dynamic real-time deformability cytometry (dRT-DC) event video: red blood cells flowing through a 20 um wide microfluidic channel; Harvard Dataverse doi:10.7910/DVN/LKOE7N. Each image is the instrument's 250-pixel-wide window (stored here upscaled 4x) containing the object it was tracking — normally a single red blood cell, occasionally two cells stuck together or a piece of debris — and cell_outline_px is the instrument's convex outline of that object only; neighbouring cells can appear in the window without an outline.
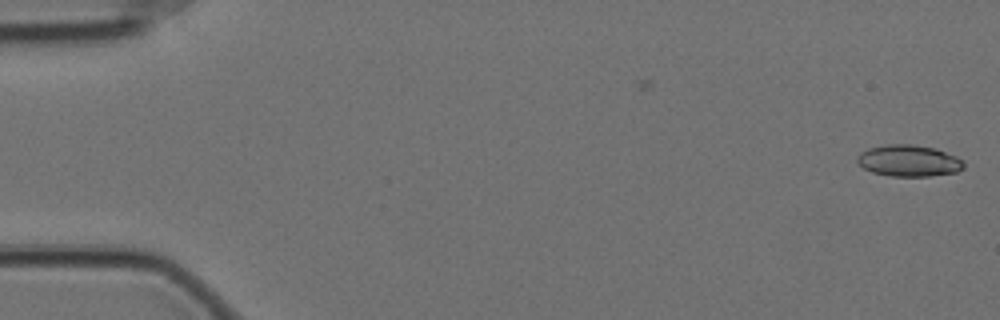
{"species": "Egyptian fruit bat (a non-hibernating species)", "species_latin": "Rousettus aegyptiacus", "temperature_condition": "cold", "stored_images_in_passage": 59, "segment_of_instrument_passage": [1, 2], "camera_frame_rate_fps": 3000, "um_per_image_px": 0.085, "animal": {"sex": "female"}, "frame": {"image": 1, "passage_image": 1, "time_ms": 0.0, "image_size_px": [1000, 320], "cell_outline_px": [[964, 168], [956, 172], [928, 176], [892, 176], [872, 172], [864, 168], [856, 160], [856, 156], [860, 152], [868, 148], [888, 144], [912, 144], [936, 148], [956, 156], [964, 160]], "centroid_in_image_um": [77.25, 13.65], "position_along_channel_um": 7.7, "area_um2": 19.65}}
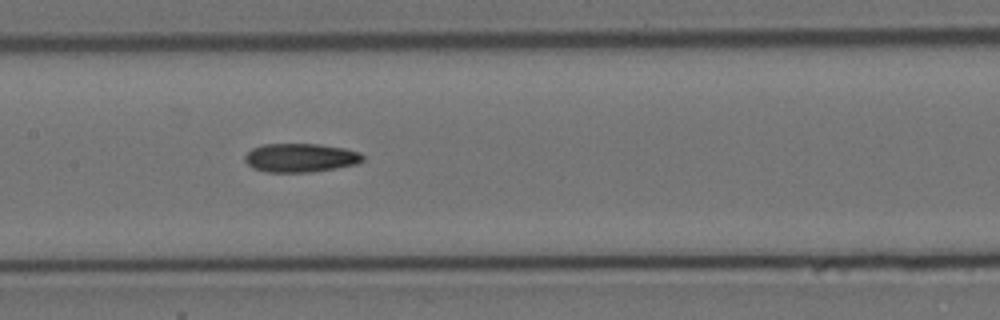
{"frame": {"image": 2, "passage_image": 28, "time_ms": 9.0, "image_size_px": [1000, 320], "cell_outline_px": [[364, 160], [356, 164], [336, 168], [312, 172], [268, 172], [252, 168], [244, 160], [244, 156], [252, 148], [264, 144], [320, 144], [344, 148], [360, 152], [364, 156]], "centroid_in_image_um": [25.55, 13.41], "position_along_channel_um": 181.9, "area_um2": 19.83}}
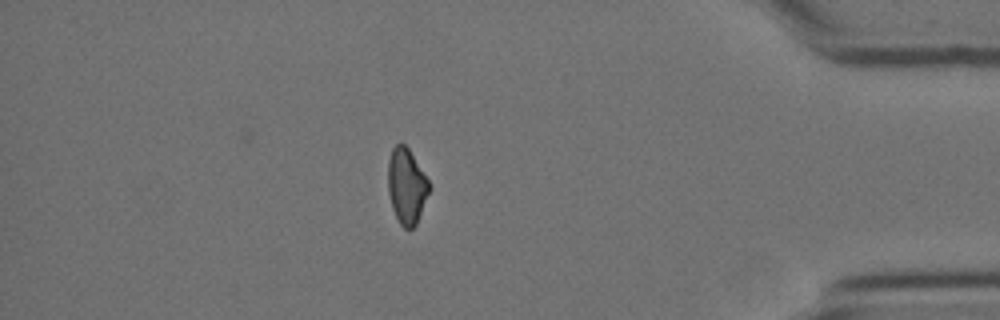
{"frame": {"image": 3, "passage_image": 50, "time_ms": 16.333, "image_size_px": [1000, 320], "cell_outline_px": [[432, 188], [416, 224], [412, 228], [404, 228], [400, 224], [392, 208], [388, 192], [388, 160], [392, 148], [400, 140], [408, 148], [428, 180]], "centroid_in_image_um": [34.56, 15.8], "position_along_channel_um": 400.6, "area_um2": 18.21}}